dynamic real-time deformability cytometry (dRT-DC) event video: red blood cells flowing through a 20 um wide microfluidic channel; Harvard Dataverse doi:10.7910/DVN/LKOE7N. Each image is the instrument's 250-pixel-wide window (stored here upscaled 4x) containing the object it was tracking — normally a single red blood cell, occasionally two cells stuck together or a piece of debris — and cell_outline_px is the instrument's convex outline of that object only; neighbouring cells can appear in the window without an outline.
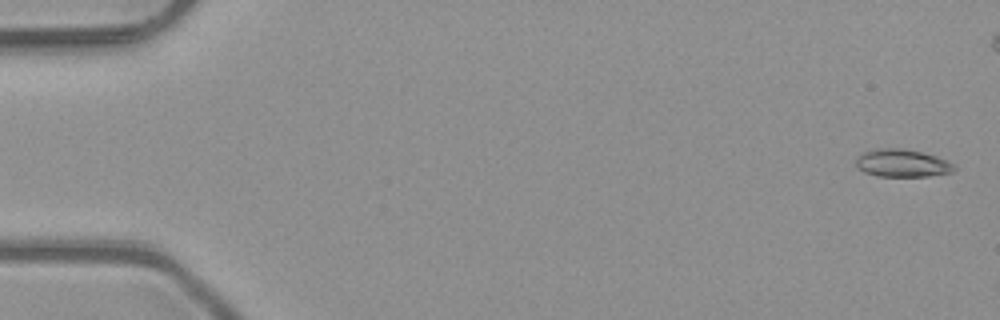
{"species": "common noctule bat (a hibernating species)", "species_latin": "Nyctalus noctula", "temperature_condition": "room temperature", "stored_images_in_passage": 4, "camera_frame_rate_fps": 3000, "um_per_image_px": 0.085, "animal": {"sex": "male", "body_mass_g": 23.1, "forearm_length_mm": 52.7}, "frame": {"image": 1, "passage_image": 1, "time_ms": 0.0, "image_size_px": [1000, 320], "cell_outline_px": [[956, 168], [952, 172], [928, 176], [876, 176], [864, 172], [856, 168], [856, 156], [860, 152], [876, 148], [900, 148], [920, 152], [936, 156], [948, 160], [956, 164]], "centroid_in_image_um": [76.65, 13.86], "position_along_channel_um": 8.3, "area_um2": 16.13}}